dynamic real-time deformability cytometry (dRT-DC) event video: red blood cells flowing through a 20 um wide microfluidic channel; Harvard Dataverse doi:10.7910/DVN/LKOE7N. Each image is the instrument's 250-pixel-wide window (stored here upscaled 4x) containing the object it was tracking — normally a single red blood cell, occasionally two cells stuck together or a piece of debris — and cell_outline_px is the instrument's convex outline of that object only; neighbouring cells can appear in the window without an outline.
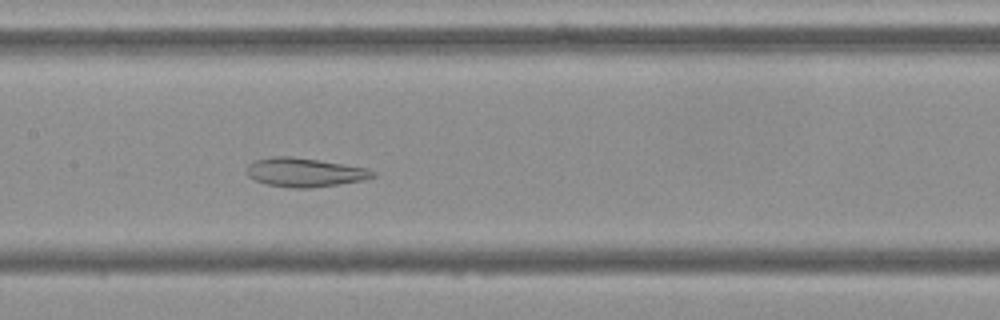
{"species": "Egyptian fruit bat (a non-hibernating species)", "species_latin": "Rousettus aegyptiacus", "temperature_condition": "cold", "stored_images_in_passage": 54, "camera_frame_rate_fps": 3000, "um_per_image_px": 0.085, "frame": {"image": 1, "passage_image": 26, "time_ms": 8.333, "image_size_px": [1000, 320], "cell_outline_px": [[376, 176], [364, 180], [312, 188], [292, 188], [268, 184], [256, 180], [248, 176], [248, 164], [256, 160], [272, 156], [292, 156], [368, 168], [376, 172]], "centroid_in_image_um": [25.93, 14.65], "position_along_channel_um": 181.5, "area_um2": 21.1}}
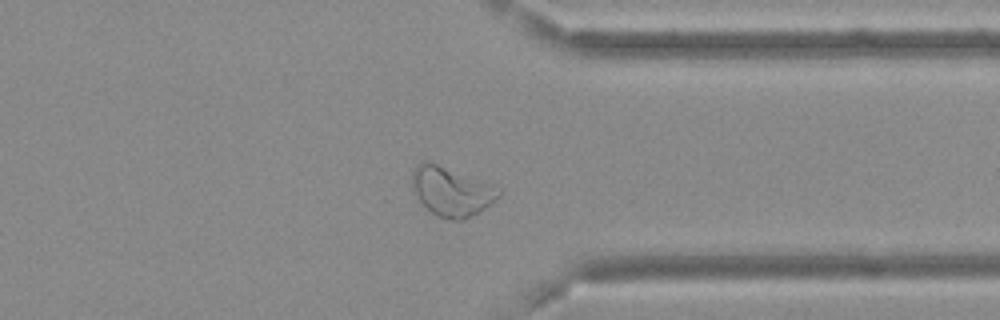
{"frame": {"image": 2, "passage_image": 42, "time_ms": 13.667, "image_size_px": [1000, 320], "cell_outline_px": [[500, 196], [496, 200], [484, 208], [460, 220], [452, 220], [436, 216], [420, 200], [412, 188], [412, 172], [416, 164], [420, 160], [428, 160], [500, 188]], "centroid_in_image_um": [38.33, 16.24], "position_along_channel_um": 373.1, "area_um2": 24.39}}
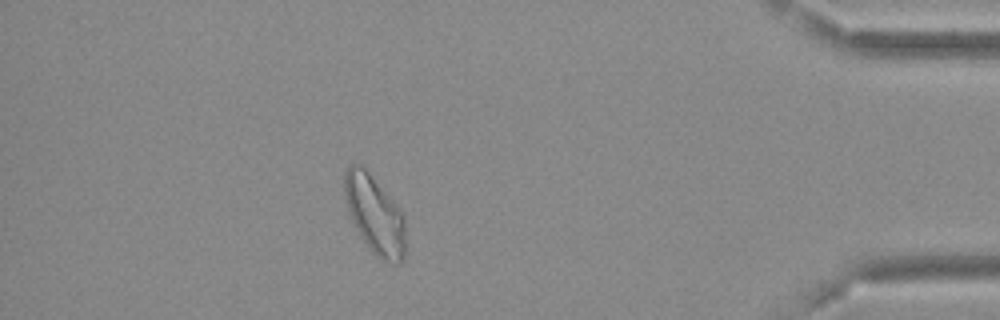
{"frame": {"image": 3, "passage_image": 48, "time_ms": 15.667, "image_size_px": [1000, 320], "cell_outline_px": [[404, 260], [400, 264], [392, 264], [380, 260], [372, 252], [344, 216], [344, 172], [348, 164], [360, 164], [368, 172], [400, 208], [404, 216]], "centroid_in_image_um": [31.77, 18.27], "position_along_channel_um": 403.4, "area_um2": 28.84}, "authors_computed_cell_mechanics": {"area_um2": 26.9926, "velocity_mm_per_s": 3.6498, "shape_relaxation_time_tau1_ms": null, "shape_relaxation_time_tau2_ms": 1.9984, "deformation_change_tau1": null, "deformation_change_tau2": 0.0893}}